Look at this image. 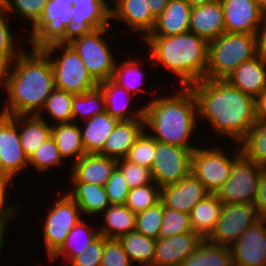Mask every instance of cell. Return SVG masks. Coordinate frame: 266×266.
Returning <instances> with one entry per match:
<instances>
[{
	"instance_id": "obj_1",
	"label": "cell",
	"mask_w": 266,
	"mask_h": 266,
	"mask_svg": "<svg viewBox=\"0 0 266 266\" xmlns=\"http://www.w3.org/2000/svg\"><path fill=\"white\" fill-rule=\"evenodd\" d=\"M189 87L197 102L198 119L209 122L218 136L239 143L256 122L255 98L226 79L205 78Z\"/></svg>"
},
{
	"instance_id": "obj_2",
	"label": "cell",
	"mask_w": 266,
	"mask_h": 266,
	"mask_svg": "<svg viewBox=\"0 0 266 266\" xmlns=\"http://www.w3.org/2000/svg\"><path fill=\"white\" fill-rule=\"evenodd\" d=\"M27 51L24 50L0 78V86L8 95L0 114L38 115L55 88L49 57L42 50Z\"/></svg>"
},
{
	"instance_id": "obj_3",
	"label": "cell",
	"mask_w": 266,
	"mask_h": 266,
	"mask_svg": "<svg viewBox=\"0 0 266 266\" xmlns=\"http://www.w3.org/2000/svg\"><path fill=\"white\" fill-rule=\"evenodd\" d=\"M174 94L161 97L155 94L144 104V128L156 141L194 151V131L198 128L197 102L190 87H178ZM190 141V142H189Z\"/></svg>"
},
{
	"instance_id": "obj_4",
	"label": "cell",
	"mask_w": 266,
	"mask_h": 266,
	"mask_svg": "<svg viewBox=\"0 0 266 266\" xmlns=\"http://www.w3.org/2000/svg\"><path fill=\"white\" fill-rule=\"evenodd\" d=\"M144 40L152 65H162L177 76L180 87H189L205 79L209 43L204 39L186 32L172 36H146Z\"/></svg>"
},
{
	"instance_id": "obj_5",
	"label": "cell",
	"mask_w": 266,
	"mask_h": 266,
	"mask_svg": "<svg viewBox=\"0 0 266 266\" xmlns=\"http://www.w3.org/2000/svg\"><path fill=\"white\" fill-rule=\"evenodd\" d=\"M254 56L255 34L225 32L208 45L205 78L226 79L241 63Z\"/></svg>"
},
{
	"instance_id": "obj_6",
	"label": "cell",
	"mask_w": 266,
	"mask_h": 266,
	"mask_svg": "<svg viewBox=\"0 0 266 266\" xmlns=\"http://www.w3.org/2000/svg\"><path fill=\"white\" fill-rule=\"evenodd\" d=\"M42 51L51 61L56 88L73 94H82L99 85L69 44L55 43L44 47Z\"/></svg>"
},
{
	"instance_id": "obj_7",
	"label": "cell",
	"mask_w": 266,
	"mask_h": 266,
	"mask_svg": "<svg viewBox=\"0 0 266 266\" xmlns=\"http://www.w3.org/2000/svg\"><path fill=\"white\" fill-rule=\"evenodd\" d=\"M235 147L232 154L216 144L206 148L199 146L193 151L191 172L210 193H216L228 180L233 162L242 154L239 143Z\"/></svg>"
},
{
	"instance_id": "obj_8",
	"label": "cell",
	"mask_w": 266,
	"mask_h": 266,
	"mask_svg": "<svg viewBox=\"0 0 266 266\" xmlns=\"http://www.w3.org/2000/svg\"><path fill=\"white\" fill-rule=\"evenodd\" d=\"M108 29L111 28L106 26L93 30L90 34L83 35L69 43L98 83L113 78L117 62L113 53L114 49L109 47L107 37L104 36L108 32V37H111Z\"/></svg>"
},
{
	"instance_id": "obj_9",
	"label": "cell",
	"mask_w": 266,
	"mask_h": 266,
	"mask_svg": "<svg viewBox=\"0 0 266 266\" xmlns=\"http://www.w3.org/2000/svg\"><path fill=\"white\" fill-rule=\"evenodd\" d=\"M43 222V238L47 257L49 258L65 241L68 233L82 219L81 209L65 191L50 206Z\"/></svg>"
},
{
	"instance_id": "obj_10",
	"label": "cell",
	"mask_w": 266,
	"mask_h": 266,
	"mask_svg": "<svg viewBox=\"0 0 266 266\" xmlns=\"http://www.w3.org/2000/svg\"><path fill=\"white\" fill-rule=\"evenodd\" d=\"M265 167L241 154L231 167L228 180L215 193L224 203H248L254 205L258 191V179Z\"/></svg>"
},
{
	"instance_id": "obj_11",
	"label": "cell",
	"mask_w": 266,
	"mask_h": 266,
	"mask_svg": "<svg viewBox=\"0 0 266 266\" xmlns=\"http://www.w3.org/2000/svg\"><path fill=\"white\" fill-rule=\"evenodd\" d=\"M72 6L73 4L57 3L55 0L47 1L40 19L31 27V31L24 28L26 34L30 35L26 41L27 45L31 44V50H42L63 39L66 27L73 17Z\"/></svg>"
},
{
	"instance_id": "obj_12",
	"label": "cell",
	"mask_w": 266,
	"mask_h": 266,
	"mask_svg": "<svg viewBox=\"0 0 266 266\" xmlns=\"http://www.w3.org/2000/svg\"><path fill=\"white\" fill-rule=\"evenodd\" d=\"M260 217L254 205L248 203H224L214 229L207 241L231 247L240 236Z\"/></svg>"
},
{
	"instance_id": "obj_13",
	"label": "cell",
	"mask_w": 266,
	"mask_h": 266,
	"mask_svg": "<svg viewBox=\"0 0 266 266\" xmlns=\"http://www.w3.org/2000/svg\"><path fill=\"white\" fill-rule=\"evenodd\" d=\"M192 153L190 149L157 141L150 169L153 181L160 188L179 182L191 172Z\"/></svg>"
},
{
	"instance_id": "obj_14",
	"label": "cell",
	"mask_w": 266,
	"mask_h": 266,
	"mask_svg": "<svg viewBox=\"0 0 266 266\" xmlns=\"http://www.w3.org/2000/svg\"><path fill=\"white\" fill-rule=\"evenodd\" d=\"M28 166L20 142L19 115L0 114V174L12 183Z\"/></svg>"
},
{
	"instance_id": "obj_15",
	"label": "cell",
	"mask_w": 266,
	"mask_h": 266,
	"mask_svg": "<svg viewBox=\"0 0 266 266\" xmlns=\"http://www.w3.org/2000/svg\"><path fill=\"white\" fill-rule=\"evenodd\" d=\"M106 1H77L73 4V17L67 25L60 44H69L93 30L110 26L111 7Z\"/></svg>"
},
{
	"instance_id": "obj_16",
	"label": "cell",
	"mask_w": 266,
	"mask_h": 266,
	"mask_svg": "<svg viewBox=\"0 0 266 266\" xmlns=\"http://www.w3.org/2000/svg\"><path fill=\"white\" fill-rule=\"evenodd\" d=\"M230 251L233 266H266V219L250 226Z\"/></svg>"
},
{
	"instance_id": "obj_17",
	"label": "cell",
	"mask_w": 266,
	"mask_h": 266,
	"mask_svg": "<svg viewBox=\"0 0 266 266\" xmlns=\"http://www.w3.org/2000/svg\"><path fill=\"white\" fill-rule=\"evenodd\" d=\"M220 2L226 32L256 34L266 16L256 0H220Z\"/></svg>"
},
{
	"instance_id": "obj_18",
	"label": "cell",
	"mask_w": 266,
	"mask_h": 266,
	"mask_svg": "<svg viewBox=\"0 0 266 266\" xmlns=\"http://www.w3.org/2000/svg\"><path fill=\"white\" fill-rule=\"evenodd\" d=\"M210 192L203 183L190 172L179 182L161 188L164 207L190 214L192 208Z\"/></svg>"
},
{
	"instance_id": "obj_19",
	"label": "cell",
	"mask_w": 266,
	"mask_h": 266,
	"mask_svg": "<svg viewBox=\"0 0 266 266\" xmlns=\"http://www.w3.org/2000/svg\"><path fill=\"white\" fill-rule=\"evenodd\" d=\"M203 239L194 231L156 239L153 266H181Z\"/></svg>"
},
{
	"instance_id": "obj_20",
	"label": "cell",
	"mask_w": 266,
	"mask_h": 266,
	"mask_svg": "<svg viewBox=\"0 0 266 266\" xmlns=\"http://www.w3.org/2000/svg\"><path fill=\"white\" fill-rule=\"evenodd\" d=\"M111 19L124 22L129 32L138 33L142 40L151 32L156 18L146 0H110Z\"/></svg>"
},
{
	"instance_id": "obj_21",
	"label": "cell",
	"mask_w": 266,
	"mask_h": 266,
	"mask_svg": "<svg viewBox=\"0 0 266 266\" xmlns=\"http://www.w3.org/2000/svg\"><path fill=\"white\" fill-rule=\"evenodd\" d=\"M118 160L99 154H85L71 164L70 182H84L105 186Z\"/></svg>"
},
{
	"instance_id": "obj_22",
	"label": "cell",
	"mask_w": 266,
	"mask_h": 266,
	"mask_svg": "<svg viewBox=\"0 0 266 266\" xmlns=\"http://www.w3.org/2000/svg\"><path fill=\"white\" fill-rule=\"evenodd\" d=\"M189 32L208 43L226 32L220 0L192 7Z\"/></svg>"
},
{
	"instance_id": "obj_23",
	"label": "cell",
	"mask_w": 266,
	"mask_h": 266,
	"mask_svg": "<svg viewBox=\"0 0 266 266\" xmlns=\"http://www.w3.org/2000/svg\"><path fill=\"white\" fill-rule=\"evenodd\" d=\"M226 80L256 99L266 89V61L256 55L241 63Z\"/></svg>"
},
{
	"instance_id": "obj_24",
	"label": "cell",
	"mask_w": 266,
	"mask_h": 266,
	"mask_svg": "<svg viewBox=\"0 0 266 266\" xmlns=\"http://www.w3.org/2000/svg\"><path fill=\"white\" fill-rule=\"evenodd\" d=\"M144 130V119L118 121L99 155L124 159Z\"/></svg>"
},
{
	"instance_id": "obj_25",
	"label": "cell",
	"mask_w": 266,
	"mask_h": 266,
	"mask_svg": "<svg viewBox=\"0 0 266 266\" xmlns=\"http://www.w3.org/2000/svg\"><path fill=\"white\" fill-rule=\"evenodd\" d=\"M192 6L186 0H169L147 36H172L189 32Z\"/></svg>"
},
{
	"instance_id": "obj_26",
	"label": "cell",
	"mask_w": 266,
	"mask_h": 266,
	"mask_svg": "<svg viewBox=\"0 0 266 266\" xmlns=\"http://www.w3.org/2000/svg\"><path fill=\"white\" fill-rule=\"evenodd\" d=\"M106 105V112L112 117L121 120L144 119V105L130 108V101L135 95L117 84L113 79L99 82ZM125 95V96H124ZM123 97V98H122ZM125 99V100H124ZM130 108V109H129Z\"/></svg>"
},
{
	"instance_id": "obj_27",
	"label": "cell",
	"mask_w": 266,
	"mask_h": 266,
	"mask_svg": "<svg viewBox=\"0 0 266 266\" xmlns=\"http://www.w3.org/2000/svg\"><path fill=\"white\" fill-rule=\"evenodd\" d=\"M97 228L87 223L85 219H82L74 228L68 233L65 241L61 246L47 259L52 261L57 258H63L69 264L75 257L81 255L87 246L92 243L99 235L98 225Z\"/></svg>"
},
{
	"instance_id": "obj_28",
	"label": "cell",
	"mask_w": 266,
	"mask_h": 266,
	"mask_svg": "<svg viewBox=\"0 0 266 266\" xmlns=\"http://www.w3.org/2000/svg\"><path fill=\"white\" fill-rule=\"evenodd\" d=\"M118 121L107 112L83 121L84 125L80 126V129L87 154H99L103 150L106 139L112 133Z\"/></svg>"
},
{
	"instance_id": "obj_29",
	"label": "cell",
	"mask_w": 266,
	"mask_h": 266,
	"mask_svg": "<svg viewBox=\"0 0 266 266\" xmlns=\"http://www.w3.org/2000/svg\"><path fill=\"white\" fill-rule=\"evenodd\" d=\"M45 112L38 115H19V136L21 147L25 156L29 159L33 152L43 142L51 137V127L43 116Z\"/></svg>"
},
{
	"instance_id": "obj_30",
	"label": "cell",
	"mask_w": 266,
	"mask_h": 266,
	"mask_svg": "<svg viewBox=\"0 0 266 266\" xmlns=\"http://www.w3.org/2000/svg\"><path fill=\"white\" fill-rule=\"evenodd\" d=\"M67 193L77 203L84 216H96L111 205L105 187L97 184L71 182Z\"/></svg>"
},
{
	"instance_id": "obj_31",
	"label": "cell",
	"mask_w": 266,
	"mask_h": 266,
	"mask_svg": "<svg viewBox=\"0 0 266 266\" xmlns=\"http://www.w3.org/2000/svg\"><path fill=\"white\" fill-rule=\"evenodd\" d=\"M223 203L215 193H209L191 210L190 223L192 230L202 239H206L219 219Z\"/></svg>"
},
{
	"instance_id": "obj_32",
	"label": "cell",
	"mask_w": 266,
	"mask_h": 266,
	"mask_svg": "<svg viewBox=\"0 0 266 266\" xmlns=\"http://www.w3.org/2000/svg\"><path fill=\"white\" fill-rule=\"evenodd\" d=\"M80 124L77 122L52 125L51 137L63 159H72V164L86 153L82 141ZM74 159V160H73Z\"/></svg>"
},
{
	"instance_id": "obj_33",
	"label": "cell",
	"mask_w": 266,
	"mask_h": 266,
	"mask_svg": "<svg viewBox=\"0 0 266 266\" xmlns=\"http://www.w3.org/2000/svg\"><path fill=\"white\" fill-rule=\"evenodd\" d=\"M103 225L99 232L106 238H116L135 231L136 214L125 205H110L103 212Z\"/></svg>"
},
{
	"instance_id": "obj_34",
	"label": "cell",
	"mask_w": 266,
	"mask_h": 266,
	"mask_svg": "<svg viewBox=\"0 0 266 266\" xmlns=\"http://www.w3.org/2000/svg\"><path fill=\"white\" fill-rule=\"evenodd\" d=\"M118 240L133 265L138 263L140 266H153L156 239L132 231L120 236Z\"/></svg>"
},
{
	"instance_id": "obj_35",
	"label": "cell",
	"mask_w": 266,
	"mask_h": 266,
	"mask_svg": "<svg viewBox=\"0 0 266 266\" xmlns=\"http://www.w3.org/2000/svg\"><path fill=\"white\" fill-rule=\"evenodd\" d=\"M181 266H233L230 247L203 239Z\"/></svg>"
},
{
	"instance_id": "obj_36",
	"label": "cell",
	"mask_w": 266,
	"mask_h": 266,
	"mask_svg": "<svg viewBox=\"0 0 266 266\" xmlns=\"http://www.w3.org/2000/svg\"><path fill=\"white\" fill-rule=\"evenodd\" d=\"M239 146L247 159L266 168V120L256 119Z\"/></svg>"
},
{
	"instance_id": "obj_37",
	"label": "cell",
	"mask_w": 266,
	"mask_h": 266,
	"mask_svg": "<svg viewBox=\"0 0 266 266\" xmlns=\"http://www.w3.org/2000/svg\"><path fill=\"white\" fill-rule=\"evenodd\" d=\"M106 112L105 98L101 87L88 90L82 94H75L72 100V121L80 118L84 120Z\"/></svg>"
},
{
	"instance_id": "obj_38",
	"label": "cell",
	"mask_w": 266,
	"mask_h": 266,
	"mask_svg": "<svg viewBox=\"0 0 266 266\" xmlns=\"http://www.w3.org/2000/svg\"><path fill=\"white\" fill-rule=\"evenodd\" d=\"M9 15L3 10H0V63L5 67H9L15 59L25 50L22 44L27 45L26 39L16 37L11 31ZM10 25V27H9ZM14 35V36H13ZM19 38V39H18ZM21 40V41H20ZM23 42V43H22ZM21 43V45L19 44Z\"/></svg>"
},
{
	"instance_id": "obj_39",
	"label": "cell",
	"mask_w": 266,
	"mask_h": 266,
	"mask_svg": "<svg viewBox=\"0 0 266 266\" xmlns=\"http://www.w3.org/2000/svg\"><path fill=\"white\" fill-rule=\"evenodd\" d=\"M74 95L73 93L55 87L46 99L45 105L40 113L45 111L53 119L49 122L50 125L73 122L72 100Z\"/></svg>"
},
{
	"instance_id": "obj_40",
	"label": "cell",
	"mask_w": 266,
	"mask_h": 266,
	"mask_svg": "<svg viewBox=\"0 0 266 266\" xmlns=\"http://www.w3.org/2000/svg\"><path fill=\"white\" fill-rule=\"evenodd\" d=\"M141 63L143 64L141 59L136 60L133 58H127L120 65L116 62L112 79L128 92L135 95L136 92L142 90V86L140 85L143 84L142 81L144 80Z\"/></svg>"
},
{
	"instance_id": "obj_41",
	"label": "cell",
	"mask_w": 266,
	"mask_h": 266,
	"mask_svg": "<svg viewBox=\"0 0 266 266\" xmlns=\"http://www.w3.org/2000/svg\"><path fill=\"white\" fill-rule=\"evenodd\" d=\"M161 188L153 181L129 190L125 206L138 214L160 202Z\"/></svg>"
},
{
	"instance_id": "obj_42",
	"label": "cell",
	"mask_w": 266,
	"mask_h": 266,
	"mask_svg": "<svg viewBox=\"0 0 266 266\" xmlns=\"http://www.w3.org/2000/svg\"><path fill=\"white\" fill-rule=\"evenodd\" d=\"M64 162L63 157L55 143V140L50 137L36 148L31 157L28 159L29 167H33L38 172H48L52 167H61Z\"/></svg>"
},
{
	"instance_id": "obj_43",
	"label": "cell",
	"mask_w": 266,
	"mask_h": 266,
	"mask_svg": "<svg viewBox=\"0 0 266 266\" xmlns=\"http://www.w3.org/2000/svg\"><path fill=\"white\" fill-rule=\"evenodd\" d=\"M48 0H2V9L10 16L18 14V18L28 22L31 27L40 19Z\"/></svg>"
},
{
	"instance_id": "obj_44",
	"label": "cell",
	"mask_w": 266,
	"mask_h": 266,
	"mask_svg": "<svg viewBox=\"0 0 266 266\" xmlns=\"http://www.w3.org/2000/svg\"><path fill=\"white\" fill-rule=\"evenodd\" d=\"M163 213L164 205L160 201L155 206L136 214L135 231L148 238L158 239Z\"/></svg>"
},
{
	"instance_id": "obj_45",
	"label": "cell",
	"mask_w": 266,
	"mask_h": 266,
	"mask_svg": "<svg viewBox=\"0 0 266 266\" xmlns=\"http://www.w3.org/2000/svg\"><path fill=\"white\" fill-rule=\"evenodd\" d=\"M156 145L157 141L144 130L124 159L151 169Z\"/></svg>"
},
{
	"instance_id": "obj_46",
	"label": "cell",
	"mask_w": 266,
	"mask_h": 266,
	"mask_svg": "<svg viewBox=\"0 0 266 266\" xmlns=\"http://www.w3.org/2000/svg\"><path fill=\"white\" fill-rule=\"evenodd\" d=\"M189 231H193L190 223V214L164 207L159 237L168 238Z\"/></svg>"
},
{
	"instance_id": "obj_47",
	"label": "cell",
	"mask_w": 266,
	"mask_h": 266,
	"mask_svg": "<svg viewBox=\"0 0 266 266\" xmlns=\"http://www.w3.org/2000/svg\"><path fill=\"white\" fill-rule=\"evenodd\" d=\"M117 168L123 174L130 189L153 182L151 170L147 167L120 159L117 162Z\"/></svg>"
},
{
	"instance_id": "obj_48",
	"label": "cell",
	"mask_w": 266,
	"mask_h": 266,
	"mask_svg": "<svg viewBox=\"0 0 266 266\" xmlns=\"http://www.w3.org/2000/svg\"><path fill=\"white\" fill-rule=\"evenodd\" d=\"M104 187L111 205H125L130 187L117 167Z\"/></svg>"
},
{
	"instance_id": "obj_49",
	"label": "cell",
	"mask_w": 266,
	"mask_h": 266,
	"mask_svg": "<svg viewBox=\"0 0 266 266\" xmlns=\"http://www.w3.org/2000/svg\"><path fill=\"white\" fill-rule=\"evenodd\" d=\"M133 265L123 250L121 242L116 238H106L100 266H131Z\"/></svg>"
},
{
	"instance_id": "obj_50",
	"label": "cell",
	"mask_w": 266,
	"mask_h": 266,
	"mask_svg": "<svg viewBox=\"0 0 266 266\" xmlns=\"http://www.w3.org/2000/svg\"><path fill=\"white\" fill-rule=\"evenodd\" d=\"M11 183L0 174V232H6L7 226L9 227L10 221L20 214L21 206L19 204L7 205V190L9 192ZM20 207V208H18Z\"/></svg>"
},
{
	"instance_id": "obj_51",
	"label": "cell",
	"mask_w": 266,
	"mask_h": 266,
	"mask_svg": "<svg viewBox=\"0 0 266 266\" xmlns=\"http://www.w3.org/2000/svg\"><path fill=\"white\" fill-rule=\"evenodd\" d=\"M106 237L99 235L91 244L87 246L85 251L75 257L70 263V266H100L102 252Z\"/></svg>"
},
{
	"instance_id": "obj_52",
	"label": "cell",
	"mask_w": 266,
	"mask_h": 266,
	"mask_svg": "<svg viewBox=\"0 0 266 266\" xmlns=\"http://www.w3.org/2000/svg\"><path fill=\"white\" fill-rule=\"evenodd\" d=\"M254 206L260 219H266V168L262 170L258 179V191Z\"/></svg>"
},
{
	"instance_id": "obj_53",
	"label": "cell",
	"mask_w": 266,
	"mask_h": 266,
	"mask_svg": "<svg viewBox=\"0 0 266 266\" xmlns=\"http://www.w3.org/2000/svg\"><path fill=\"white\" fill-rule=\"evenodd\" d=\"M256 55L266 61V16L256 31Z\"/></svg>"
},
{
	"instance_id": "obj_54",
	"label": "cell",
	"mask_w": 266,
	"mask_h": 266,
	"mask_svg": "<svg viewBox=\"0 0 266 266\" xmlns=\"http://www.w3.org/2000/svg\"><path fill=\"white\" fill-rule=\"evenodd\" d=\"M256 119L266 120V89L255 99Z\"/></svg>"
},
{
	"instance_id": "obj_55",
	"label": "cell",
	"mask_w": 266,
	"mask_h": 266,
	"mask_svg": "<svg viewBox=\"0 0 266 266\" xmlns=\"http://www.w3.org/2000/svg\"><path fill=\"white\" fill-rule=\"evenodd\" d=\"M152 15L157 18L167 7L169 0H146Z\"/></svg>"
},
{
	"instance_id": "obj_56",
	"label": "cell",
	"mask_w": 266,
	"mask_h": 266,
	"mask_svg": "<svg viewBox=\"0 0 266 266\" xmlns=\"http://www.w3.org/2000/svg\"><path fill=\"white\" fill-rule=\"evenodd\" d=\"M192 7L207 4L217 0H186Z\"/></svg>"
},
{
	"instance_id": "obj_57",
	"label": "cell",
	"mask_w": 266,
	"mask_h": 266,
	"mask_svg": "<svg viewBox=\"0 0 266 266\" xmlns=\"http://www.w3.org/2000/svg\"><path fill=\"white\" fill-rule=\"evenodd\" d=\"M261 11L266 15V0H256Z\"/></svg>"
},
{
	"instance_id": "obj_58",
	"label": "cell",
	"mask_w": 266,
	"mask_h": 266,
	"mask_svg": "<svg viewBox=\"0 0 266 266\" xmlns=\"http://www.w3.org/2000/svg\"><path fill=\"white\" fill-rule=\"evenodd\" d=\"M4 235H6L5 234V232H0V254H1V252H2V249H4V242H6L5 240H4Z\"/></svg>"
},
{
	"instance_id": "obj_59",
	"label": "cell",
	"mask_w": 266,
	"mask_h": 266,
	"mask_svg": "<svg viewBox=\"0 0 266 266\" xmlns=\"http://www.w3.org/2000/svg\"><path fill=\"white\" fill-rule=\"evenodd\" d=\"M57 3H62V4H74L75 0H55Z\"/></svg>"
},
{
	"instance_id": "obj_60",
	"label": "cell",
	"mask_w": 266,
	"mask_h": 266,
	"mask_svg": "<svg viewBox=\"0 0 266 266\" xmlns=\"http://www.w3.org/2000/svg\"><path fill=\"white\" fill-rule=\"evenodd\" d=\"M5 69L6 68L0 63V78H1L2 74L4 73Z\"/></svg>"
},
{
	"instance_id": "obj_61",
	"label": "cell",
	"mask_w": 266,
	"mask_h": 266,
	"mask_svg": "<svg viewBox=\"0 0 266 266\" xmlns=\"http://www.w3.org/2000/svg\"><path fill=\"white\" fill-rule=\"evenodd\" d=\"M77 1H105V0H75V2Z\"/></svg>"
},
{
	"instance_id": "obj_62",
	"label": "cell",
	"mask_w": 266,
	"mask_h": 266,
	"mask_svg": "<svg viewBox=\"0 0 266 266\" xmlns=\"http://www.w3.org/2000/svg\"><path fill=\"white\" fill-rule=\"evenodd\" d=\"M2 9V0H0V10Z\"/></svg>"
}]
</instances>
